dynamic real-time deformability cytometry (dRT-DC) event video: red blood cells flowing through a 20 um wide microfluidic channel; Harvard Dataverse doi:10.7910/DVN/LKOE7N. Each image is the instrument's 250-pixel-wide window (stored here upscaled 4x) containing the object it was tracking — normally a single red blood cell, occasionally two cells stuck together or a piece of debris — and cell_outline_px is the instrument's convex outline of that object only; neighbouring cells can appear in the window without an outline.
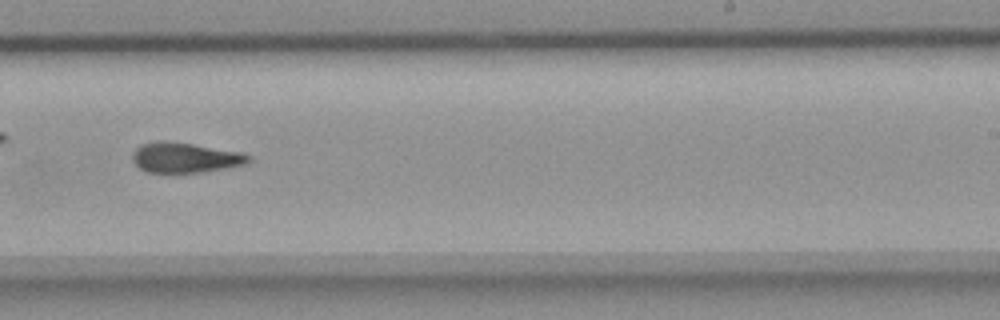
{"species": "common noctule bat (a hibernating species)", "species_latin": "Nyctalus noctula", "temperature_condition": "room temperature", "stored_images_in_passage": 47, "camera_frame_rate_fps": 3000, "um_per_image_px": 0.085, "animal": {"sex": "female", "body_mass_g": 18.4}, "frame": {"image": 1, "passage_image": 27, "time_ms": 8.667, "image_size_px": [1000, 320], "cell_outline_px": [[252, 160], [244, 164], [228, 168], [204, 172], [148, 172], [140, 168], [132, 160], [132, 152], [140, 144], [160, 140], [168, 140], [240, 152], [252, 156]], "centroid_in_image_um": [15.73, 13.39], "position_along_channel_um": 273.3, "area_um2": 20.46}}
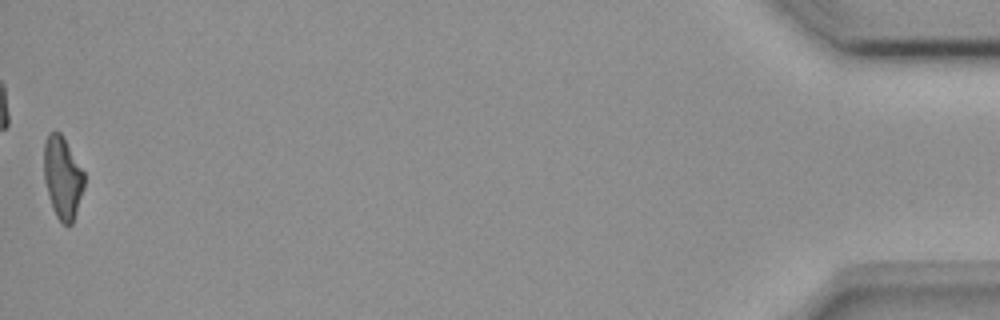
{"frame": {"image": 2, "passage_image": 47, "time_ms": 15.333, "image_size_px": [1000, 320], "cell_outline_px": [[84, 188], [72, 224], [64, 224], [56, 216], [52, 208], [48, 196], [44, 180], [44, 144], [48, 132], [60, 132], [84, 172]], "centroid_in_image_um": [5.3, 15.1], "position_along_channel_um": 429.9, "area_um2": 19.13}, "authors_computed_cell_mechanics": {"area_um2": 20.4612, "velocity_mm_per_s": 3.7789, "shape_relaxation_time_tau1_ms": null, "shape_relaxation_time_tau2_ms": 4.7956, "deformation_change_tau1": null, "deformation_change_tau2": 0.1438}}